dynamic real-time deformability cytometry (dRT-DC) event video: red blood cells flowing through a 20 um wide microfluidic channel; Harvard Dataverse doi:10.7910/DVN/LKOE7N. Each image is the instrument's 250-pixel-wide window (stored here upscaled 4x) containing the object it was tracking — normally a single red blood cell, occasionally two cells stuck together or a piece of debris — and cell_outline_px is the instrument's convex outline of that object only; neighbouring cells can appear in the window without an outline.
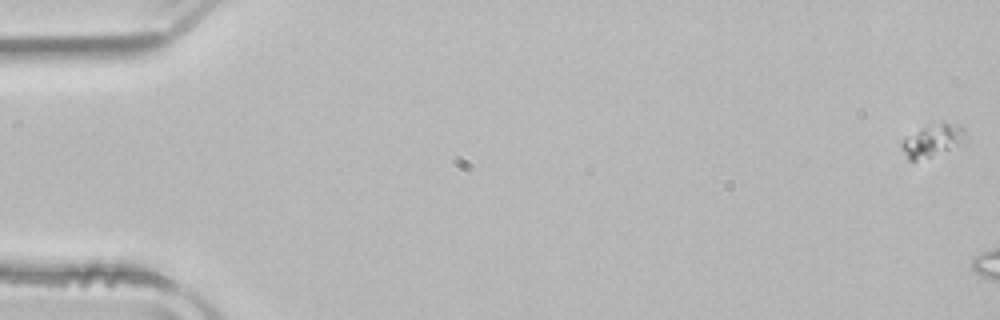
{"species": "common noctule bat (a hibernating species)", "species_latin": "Nyctalus noctula", "temperature_condition": "room temperature", "stored_images_in_passage": 7, "camera_frame_rate_fps": 3000, "um_per_image_px": 0.085, "animal": {"sex": "male", "body_mass_g": 21.5, "forearm_length_mm": 52.0}, "frame": {"image": 1, "passage_image": 1, "time_ms": 0.0, "image_size_px": [1000, 320], "cell_outline_px": [[968, 140], [928, 156], [916, 160], [908, 160], [900, 148], [900, 140], [904, 136], [920, 128], [940, 124], [948, 124], [964, 128], [968, 136]], "centroid_in_image_um": [79.19, 11.94], "position_along_channel_um": 5.8, "area_um2": 11.62}}